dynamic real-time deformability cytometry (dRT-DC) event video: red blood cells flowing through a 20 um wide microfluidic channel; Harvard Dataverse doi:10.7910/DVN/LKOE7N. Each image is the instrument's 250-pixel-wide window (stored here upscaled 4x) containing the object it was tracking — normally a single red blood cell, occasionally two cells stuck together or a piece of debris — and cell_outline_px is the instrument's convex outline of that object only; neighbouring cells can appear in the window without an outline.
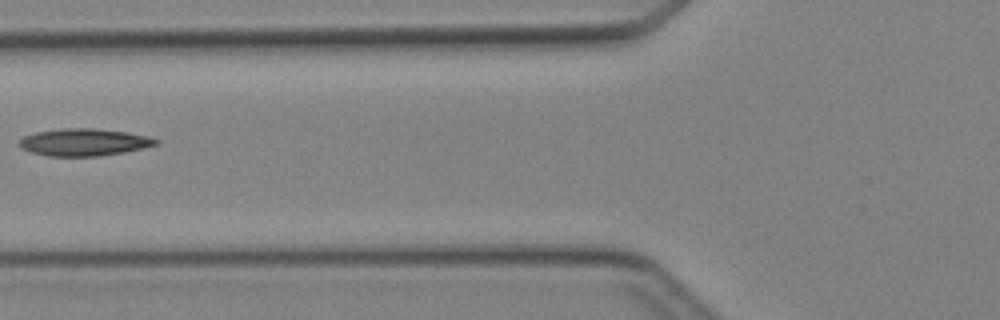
{"species": "Egyptian fruit bat (a non-hibernating species)", "species_latin": "Rousettus aegyptiacus", "temperature_condition": "cold", "stored_images_in_passage": 2, "camera_frame_rate_fps": 3000, "um_per_image_px": 0.085, "animal": {"sex": "female"}, "frame": {"image": 1, "passage_image": 2, "time_ms": 1.333, "image_size_px": [1000, 320], "cell_outline_px": [[160, 144], [144, 148], [124, 152], [100, 156], [48, 156], [32, 152], [20, 148], [20, 140], [24, 136], [36, 132], [64, 128], [92, 128], [128, 132], [148, 136], [160, 140]], "centroid_in_image_um": [7.19, 12.09], "position_along_channel_um": 118.6, "area_um2": 21.73}}